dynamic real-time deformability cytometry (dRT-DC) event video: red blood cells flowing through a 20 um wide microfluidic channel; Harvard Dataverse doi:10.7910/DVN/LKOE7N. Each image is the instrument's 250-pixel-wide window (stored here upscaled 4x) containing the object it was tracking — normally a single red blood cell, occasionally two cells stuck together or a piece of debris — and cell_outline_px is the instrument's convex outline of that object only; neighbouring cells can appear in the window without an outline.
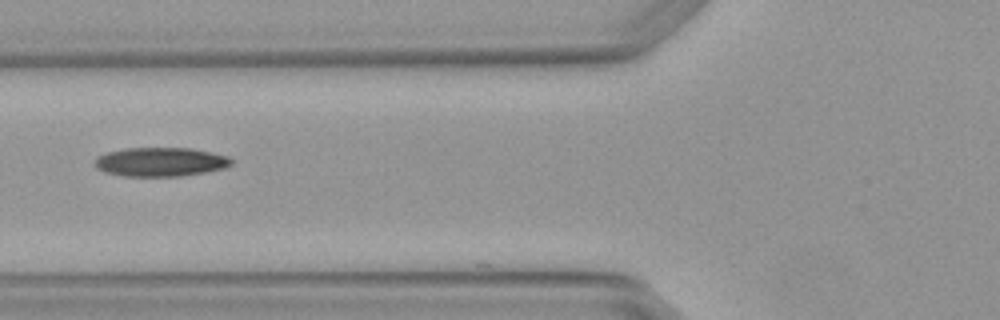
{"species": "Egyptian fruit bat (a non-hibernating species)", "species_latin": "Rousettus aegyptiacus", "temperature_condition": "warm", "stored_images_in_passage": 2, "camera_frame_rate_fps": 3000, "um_per_image_px": 0.085, "animal": {"sex": "female"}, "frame": {"image": 1, "passage_image": 2, "time_ms": 0.333, "image_size_px": [1000, 320], "cell_outline_px": [[232, 164], [224, 168], [204, 172], [180, 176], [124, 176], [104, 172], [96, 168], [92, 164], [96, 156], [108, 152], [128, 148], [192, 148], [228, 156], [232, 160]], "centroid_in_image_um": [13.6, 13.76], "position_along_channel_um": 112.2, "area_um2": 23.12}}